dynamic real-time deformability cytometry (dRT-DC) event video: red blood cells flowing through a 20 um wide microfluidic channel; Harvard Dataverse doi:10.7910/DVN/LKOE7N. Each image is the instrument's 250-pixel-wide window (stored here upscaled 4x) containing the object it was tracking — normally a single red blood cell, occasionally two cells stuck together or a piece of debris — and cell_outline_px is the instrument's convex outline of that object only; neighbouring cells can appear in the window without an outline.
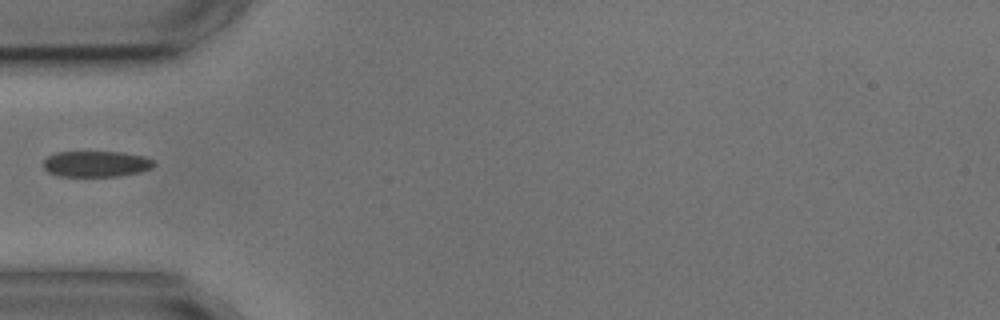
{"species": "common noctule bat (a hibernating species)", "species_latin": "Nyctalus noctula", "temperature_condition": "cold", "stored_images_in_passage": 5, "segment_of_instrument_passage": [2, 2], "camera_frame_rate_fps": 3000, "um_per_image_px": 0.085, "animal": {"sex": "male", "body_mass_g": 17.9, "forearm_length_mm": 54.2}, "frame": {"image": 1, "passage_image": 5, "time_ms": 5.0, "image_size_px": [1000, 320], "cell_outline_px": [[156, 164], [152, 168], [140, 172], [120, 176], [60, 176], [48, 172], [40, 164], [48, 156], [56, 152], [124, 152], [144, 156], [152, 160]], "centroid_in_image_um": [8.16, 13.93], "position_along_channel_um": 76.8, "area_um2": 16.88}}